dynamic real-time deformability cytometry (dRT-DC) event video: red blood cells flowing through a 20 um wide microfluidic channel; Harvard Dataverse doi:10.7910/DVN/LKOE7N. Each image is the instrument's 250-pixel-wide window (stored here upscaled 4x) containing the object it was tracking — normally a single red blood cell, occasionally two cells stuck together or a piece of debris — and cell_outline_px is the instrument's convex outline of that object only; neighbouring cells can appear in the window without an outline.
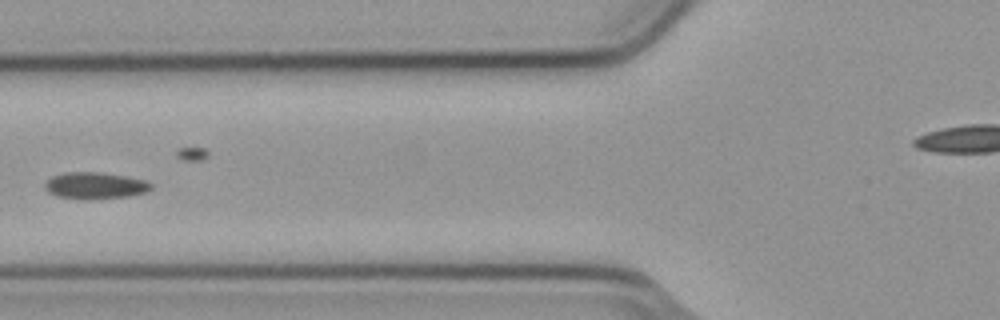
{"species": "common noctule bat (a hibernating species)", "species_latin": "Nyctalus noctula", "temperature_condition": "cold", "stored_images_in_passage": 7, "camera_frame_rate_fps": 3000, "um_per_image_px": 0.085, "animal": {"sex": "male", "body_mass_g": 23.1, "forearm_length_mm": 52.7}, "frame": {"image": 1, "passage_image": 7, "time_ms": 2.0, "image_size_px": [1000, 320], "cell_outline_px": [[152, 188], [148, 192], [128, 196], [88, 200], [56, 196], [48, 192], [44, 188], [44, 184], [52, 176], [68, 172], [100, 172], [124, 176], [144, 180], [152, 184]], "centroid_in_image_um": [8.08, 15.78], "position_along_channel_um": 117.7, "area_um2": 16.53}}